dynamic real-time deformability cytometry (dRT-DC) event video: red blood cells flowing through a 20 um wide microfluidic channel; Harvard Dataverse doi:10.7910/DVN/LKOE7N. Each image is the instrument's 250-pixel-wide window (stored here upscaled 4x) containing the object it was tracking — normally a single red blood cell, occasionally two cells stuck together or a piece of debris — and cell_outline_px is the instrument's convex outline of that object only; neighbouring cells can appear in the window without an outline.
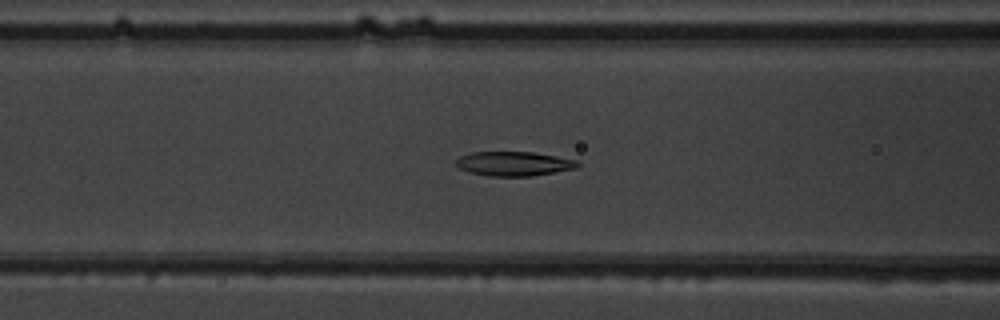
{"species": "common noctule bat (a hibernating species)", "species_latin": "Nyctalus noctula", "temperature_condition": "warm", "stored_images_in_passage": 51, "camera_frame_rate_fps": 3000, "um_per_image_px": 0.085, "animal": {"sex": "male", "body_mass_g": 19.5, "forearm_length_mm": 54.6}, "frame": {"image": 1, "passage_image": 21, "time_ms": 6.667, "image_size_px": [1000, 320], "cell_outline_px": [[580, 164], [576, 168], [532, 176], [488, 176], [468, 172], [460, 168], [456, 164], [456, 160], [460, 156], [472, 152], [532, 152], [556, 156], [576, 160]], "centroid_in_image_um": [43.66, 13.91], "position_along_channel_um": 122.9, "area_um2": 17.17}}
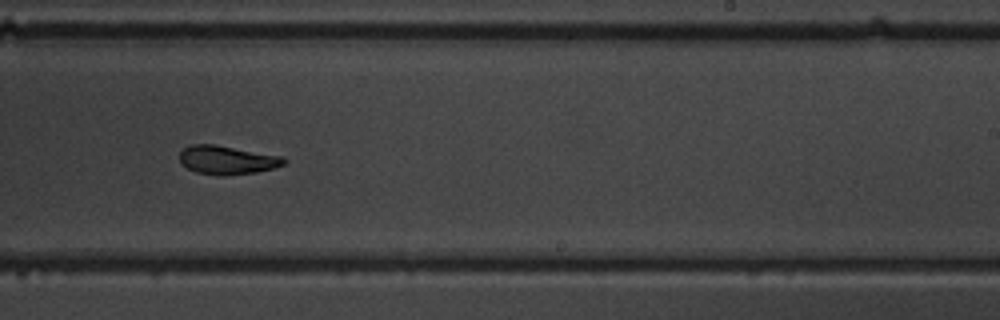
{"frame": {"image": 2, "passage_image": 32, "time_ms": 10.333, "image_size_px": [1000, 320], "cell_outline_px": [[288, 160], [284, 164], [272, 168], [256, 172], [224, 176], [220, 176], [196, 172], [180, 164], [180, 152], [184, 148], [192, 144], [212, 144], [284, 156]], "centroid_in_image_um": [19.31, 13.6], "position_along_channel_um": 269.7, "area_um2": 17.46}}
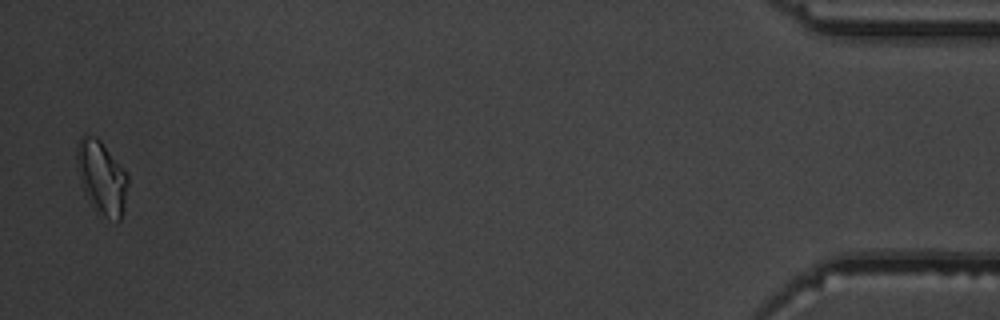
{"frame": {"image": 3, "passage_image": 50, "time_ms": 16.333, "image_size_px": [1000, 320], "cell_outline_px": [[128, 184], [124, 208], [120, 220], [116, 220], [104, 216], [88, 200], [80, 184], [76, 164], [76, 148], [80, 136], [96, 136], [100, 140], [120, 164], [128, 176]], "centroid_in_image_um": [8.62, 15.06], "position_along_channel_um": 426.6, "area_um2": 21.68}, "authors_computed_cell_mechanics": {"area_um2": 18.0914, "velocity_mm_per_s": 4.0175, "shape_relaxation_time_tau1_ms": 3.5349, "shape_relaxation_time_tau2_ms": 3.7652, "deformation_change_tau1": 0.1344, "deformation_change_tau2": 0.0887}}